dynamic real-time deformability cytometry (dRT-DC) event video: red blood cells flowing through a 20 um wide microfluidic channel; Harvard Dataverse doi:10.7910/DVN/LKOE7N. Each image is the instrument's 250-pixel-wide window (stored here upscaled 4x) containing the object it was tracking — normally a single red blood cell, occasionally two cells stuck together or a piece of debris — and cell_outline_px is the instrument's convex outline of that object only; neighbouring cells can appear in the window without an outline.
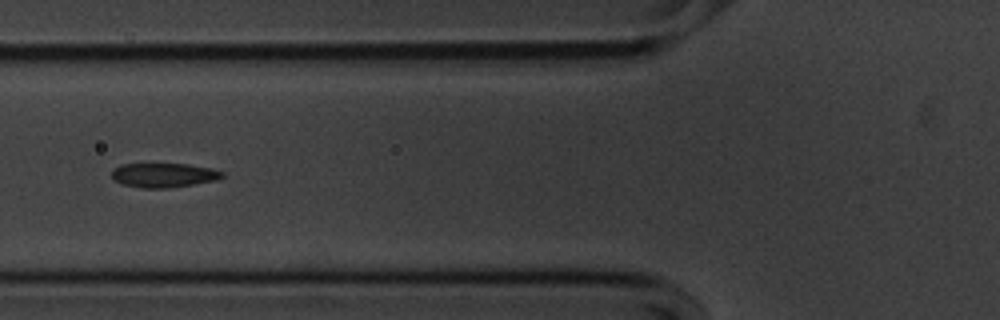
{"species": "common noctule bat (a hibernating species)", "species_latin": "Nyctalus noctula", "temperature_condition": "cold", "stored_images_in_passage": 19, "camera_frame_rate_fps": 3000, "um_per_image_px": 0.085, "animal": {"sex": "male", "body_mass_g": 20.1, "forearm_length_mm": 53.5}, "frame": {"image": 1, "passage_image": 6, "time_ms": 1.667, "image_size_px": [1000, 320], "cell_outline_px": [[224, 176], [216, 180], [168, 188], [140, 188], [120, 184], [112, 180], [112, 168], [124, 164], [188, 164], [212, 168], [224, 172]], "centroid_in_image_um": [13.88, 14.89], "position_along_channel_um": 111.9, "area_um2": 15.78}}
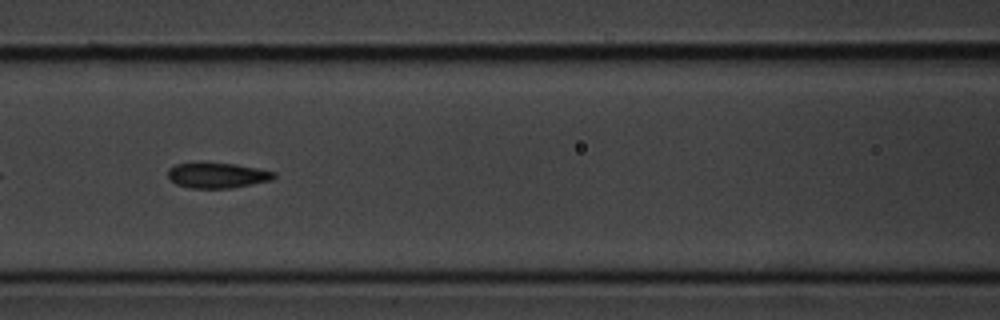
{"frame": {"image": 2, "passage_image": 9, "time_ms": 2.667, "image_size_px": [1000, 320], "cell_outline_px": [[276, 176], [272, 180], [232, 188], [192, 188], [176, 184], [168, 180], [168, 168], [176, 164], [192, 160], [236, 164], [276, 172]], "centroid_in_image_um": [18.4, 14.87], "position_along_channel_um": 148.2, "area_um2": 16.3}}
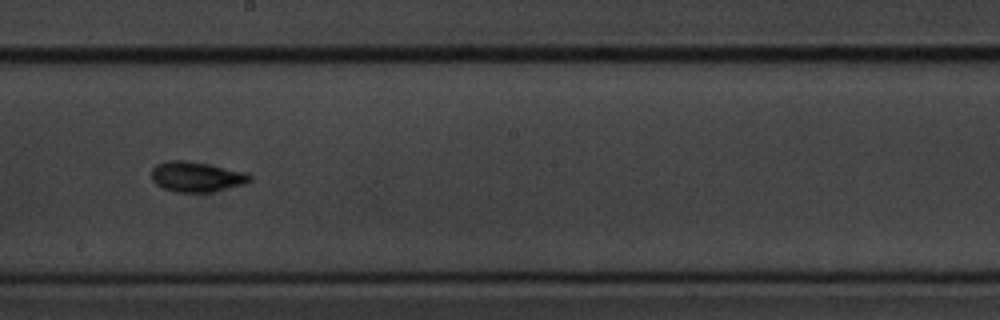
{"frame": {"image": 3, "passage_image": 16, "time_ms": 5.0, "image_size_px": [1000, 320], "cell_outline_px": [[252, 180], [244, 184], [212, 192], [176, 192], [164, 188], [156, 184], [152, 180], [152, 168], [156, 164], [164, 160], [184, 160], [208, 164], [248, 172], [252, 176]], "centroid_in_image_um": [16.71, 15.01], "position_along_channel_um": 231.5, "area_um2": 17.46}}